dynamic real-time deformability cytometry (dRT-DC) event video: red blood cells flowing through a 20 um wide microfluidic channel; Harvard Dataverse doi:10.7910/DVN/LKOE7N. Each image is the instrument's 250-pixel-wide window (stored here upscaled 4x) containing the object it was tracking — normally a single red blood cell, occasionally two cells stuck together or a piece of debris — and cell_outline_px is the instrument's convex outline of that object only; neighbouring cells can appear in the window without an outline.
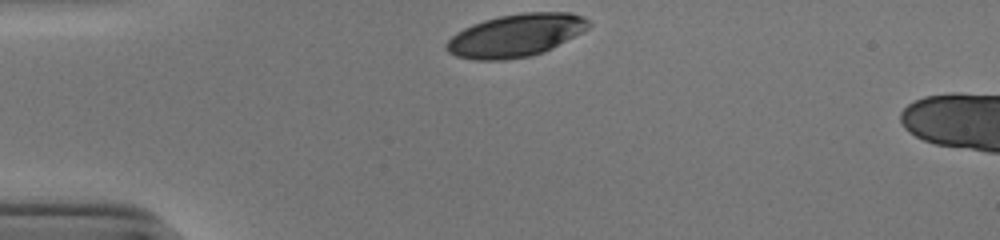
{"species": "human", "species_latin": "Homo sapiens", "temperature_condition": "cold", "stored_images_in_passage": 30, "camera_frame_rate_fps": 3000, "um_per_image_px": 0.085, "donor": {"sex": "male"}, "frame": {"image": 1, "passage_image": 1, "time_ms": 0.0, "image_size_px": [1000, 240], "cell_outline_px": [[592, 24], [588, 28], [552, 48], [544, 52], [528, 56], [504, 60], [472, 60], [456, 56], [448, 52], [444, 48], [444, 44], [456, 32], [472, 24], [484, 20], [500, 16], [520, 12], [568, 12], [584, 16]], "centroid_in_image_um": [43.81, 3.01], "position_along_channel_um": 41.2, "area_um2": 35.49}}
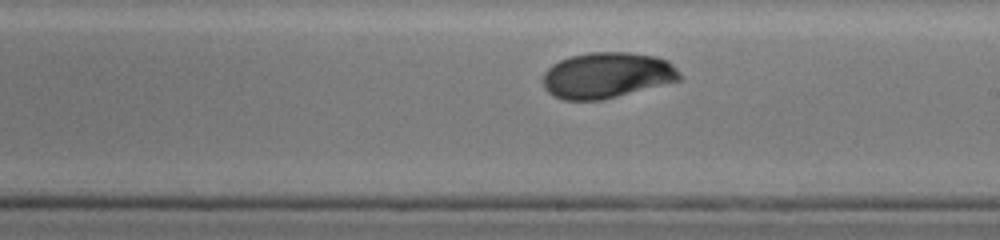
{"frame": {"image": 2, "passage_image": 19, "time_ms": 6.0, "image_size_px": [1000, 240], "cell_outline_px": [[680, 80], [600, 100], [564, 100], [552, 96], [544, 88], [544, 72], [552, 64], [560, 60], [572, 56], [588, 52], [628, 52], [656, 56], [668, 60], [680, 72]], "centroid_in_image_um": [51.57, 6.39], "position_along_channel_um": 237.4, "area_um2": 36.36}}
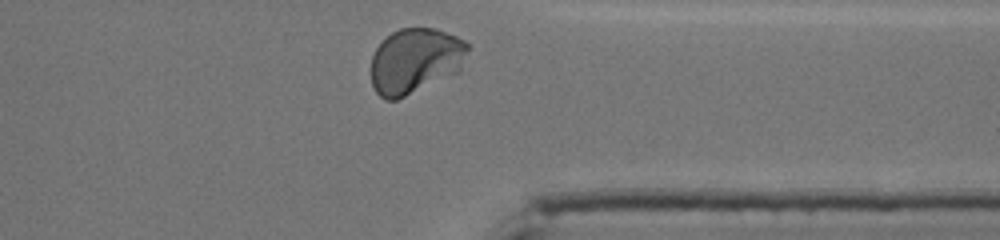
{"frame": {"image": 3, "passage_image": 30, "time_ms": 9.667, "image_size_px": [1000, 240], "cell_outline_px": [[468, 48], [460, 72], [396, 100], [384, 100], [376, 92], [372, 84], [372, 56], [376, 48], [392, 32], [400, 28], [436, 28], [456, 36], [464, 40], [468, 44]], "centroid_in_image_um": [35.31, 5.17], "position_along_channel_um": 376.1, "area_um2": 36.82}, "authors_computed_cell_mechanics": {"area_um2": 36.2406, "velocity_mm_per_s": 3.8445, "shape_relaxation_time_tau1_ms": 4.3759, "shape_relaxation_time_tau2_ms": 1.2459, "deformation_change_tau1": 0.1334, "deformation_change_tau2": 0.0377}}